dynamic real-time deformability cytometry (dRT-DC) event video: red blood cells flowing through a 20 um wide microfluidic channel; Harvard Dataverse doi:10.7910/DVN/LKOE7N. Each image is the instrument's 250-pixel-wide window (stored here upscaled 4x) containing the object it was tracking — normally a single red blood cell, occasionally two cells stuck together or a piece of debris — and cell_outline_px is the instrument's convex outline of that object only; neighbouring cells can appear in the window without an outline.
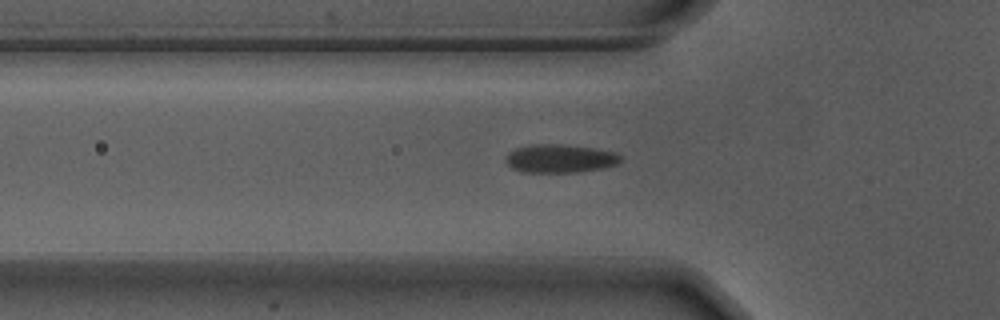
{"species": "Egyptian fruit bat (a non-hibernating species)", "species_latin": "Rousettus aegyptiacus", "temperature_condition": "warm", "stored_images_in_passage": 40, "camera_frame_rate_fps": 3000, "um_per_image_px": 0.085, "animal": {"sex": "male"}, "frame": {"image": 1, "passage_image": 10, "time_ms": 3.0, "image_size_px": [1000, 320], "cell_outline_px": [[624, 160], [616, 164], [600, 168], [580, 172], [524, 172], [512, 168], [504, 160], [508, 152], [516, 148], [532, 144], [560, 144], [592, 148], [612, 152], [624, 156]], "centroid_in_image_um": [47.59, 13.47], "position_along_channel_um": 78.2, "area_um2": 18.96}}
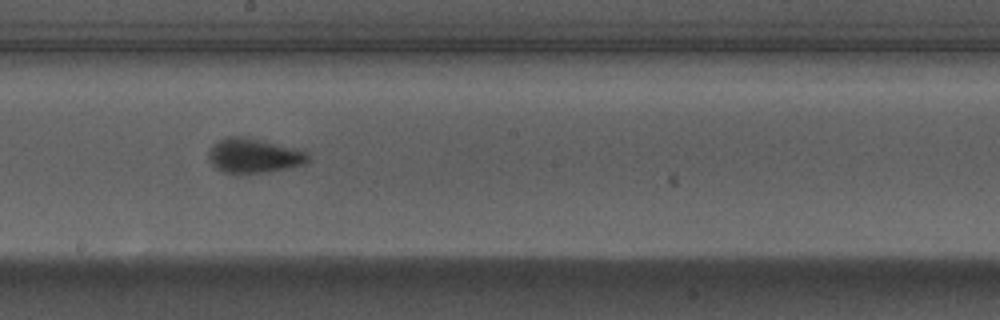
{"frame": {"image": 2, "passage_image": 22, "time_ms": 7.0, "image_size_px": [1000, 320], "cell_outline_px": [[312, 160], [304, 164], [268, 172], [240, 176], [224, 172], [216, 168], [208, 160], [208, 152], [212, 144], [228, 136], [244, 136], [292, 148], [304, 152]], "centroid_in_image_um": [21.5, 13.27], "position_along_channel_um": 226.7, "area_um2": 20.23}}
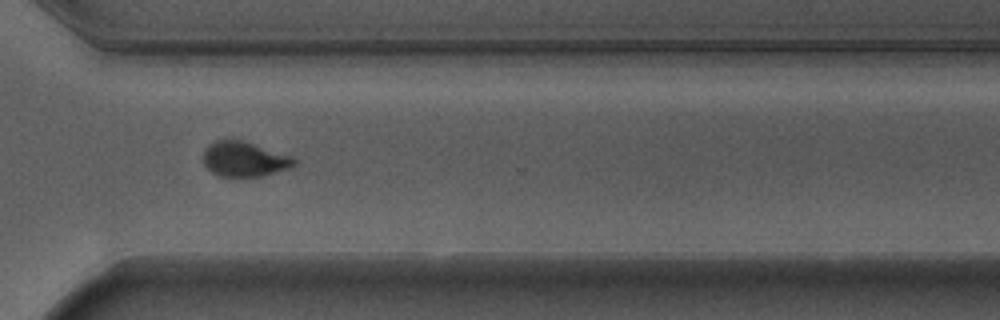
{"frame": {"image": 3, "passage_image": 32, "time_ms": 10.333, "image_size_px": [1000, 320], "cell_outline_px": [[296, 164], [288, 168], [264, 176], [236, 180], [220, 176], [212, 172], [204, 164], [204, 148], [208, 144], [216, 140], [244, 140], [292, 156], [296, 160]], "centroid_in_image_um": [20.76, 13.56], "position_along_channel_um": 349.8, "area_um2": 19.13}, "authors_computed_cell_mechanics": {"area_um2": 18.9584, "velocity_mm_per_s": 3.6976, "shape_relaxation_time_tau1_ms": 3.5876, "shape_relaxation_time_tau2_ms": null, "deformation_change_tau1": 0.1447, "deformation_change_tau2": null}}